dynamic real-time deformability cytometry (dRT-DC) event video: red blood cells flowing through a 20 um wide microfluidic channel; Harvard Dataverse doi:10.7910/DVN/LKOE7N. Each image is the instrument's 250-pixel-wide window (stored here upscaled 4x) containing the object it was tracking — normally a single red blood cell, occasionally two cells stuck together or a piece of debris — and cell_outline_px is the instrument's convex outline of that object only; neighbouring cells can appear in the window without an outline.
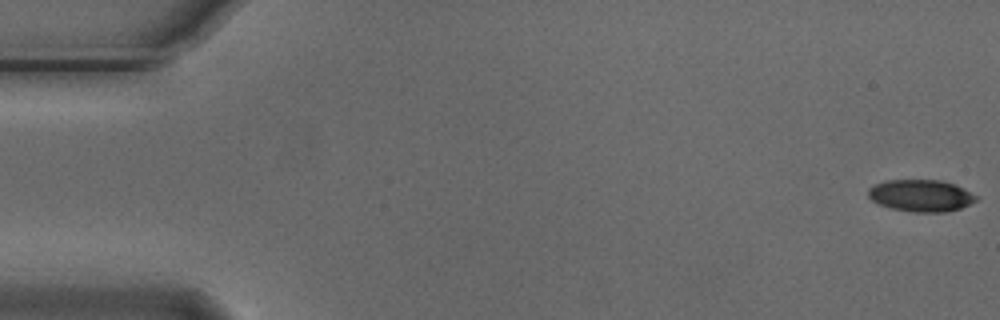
{"species": "Egyptian fruit bat (a non-hibernating species)", "species_latin": "Rousettus aegyptiacus", "temperature_condition": "cold", "stored_images_in_passage": 6, "camera_frame_rate_fps": 3000, "um_per_image_px": 0.085, "animal": {"sex": "male"}, "frame": {"image": 1, "passage_image": 1, "time_ms": 0.0, "image_size_px": [1000, 320], "cell_outline_px": [[976, 200], [960, 208], [944, 212], [912, 212], [892, 208], [880, 204], [872, 200], [868, 196], [868, 188], [884, 180], [940, 180], [964, 188], [976, 196]], "centroid_in_image_um": [78.24, 16.62], "position_along_channel_um": 6.8, "area_um2": 19.83}}
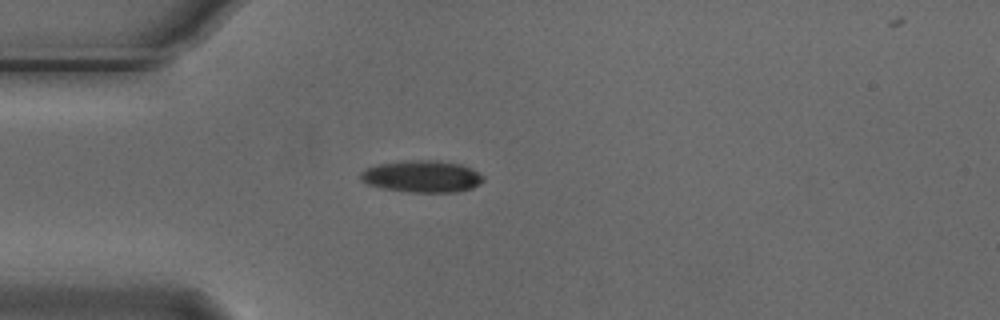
{"frame": {"image": 2, "passage_image": 5, "time_ms": 1.333, "image_size_px": [1000, 320], "cell_outline_px": [[484, 180], [480, 184], [472, 188], [456, 192], [408, 192], [380, 188], [368, 184], [360, 180], [360, 172], [364, 168], [376, 164], [404, 160], [440, 160], [460, 164], [472, 168], [484, 176]], "centroid_in_image_um": [35.85, 14.99], "position_along_channel_um": 49.2, "area_um2": 23.24}}